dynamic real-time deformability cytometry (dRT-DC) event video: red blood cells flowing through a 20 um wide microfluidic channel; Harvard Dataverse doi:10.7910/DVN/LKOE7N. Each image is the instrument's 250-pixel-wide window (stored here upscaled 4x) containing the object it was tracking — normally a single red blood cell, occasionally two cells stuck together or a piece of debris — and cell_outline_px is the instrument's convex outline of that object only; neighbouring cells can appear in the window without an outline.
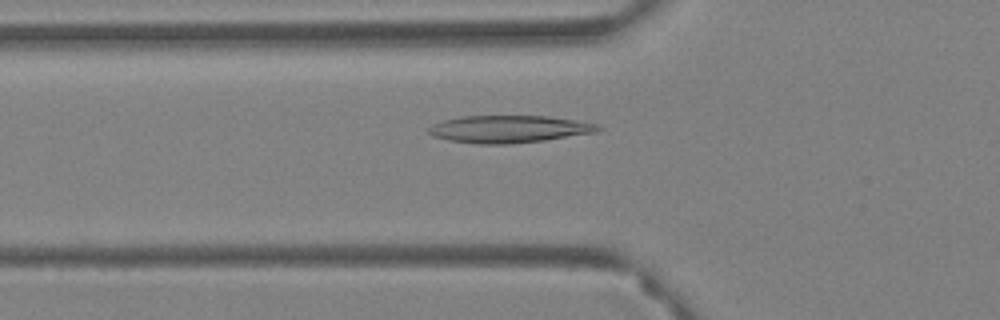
{"species": "Egyptian fruit bat (a non-hibernating species)", "species_latin": "Rousettus aegyptiacus", "temperature_condition": "warm", "stored_images_in_passage": 60, "camera_frame_rate_fps": 3000, "um_per_image_px": 0.085, "animal": {"sex": "female"}, "frame": {"image": 1, "passage_image": 21, "time_ms": 6.667, "image_size_px": [1000, 320], "cell_outline_px": [[604, 128], [596, 132], [544, 140], [508, 144], [476, 144], [448, 140], [432, 136], [428, 132], [428, 128], [432, 124], [444, 120], [460, 116], [548, 116], [600, 124]], "centroid_in_image_um": [43.25, 10.97], "position_along_channel_um": 82.5, "area_um2": 27.05}}
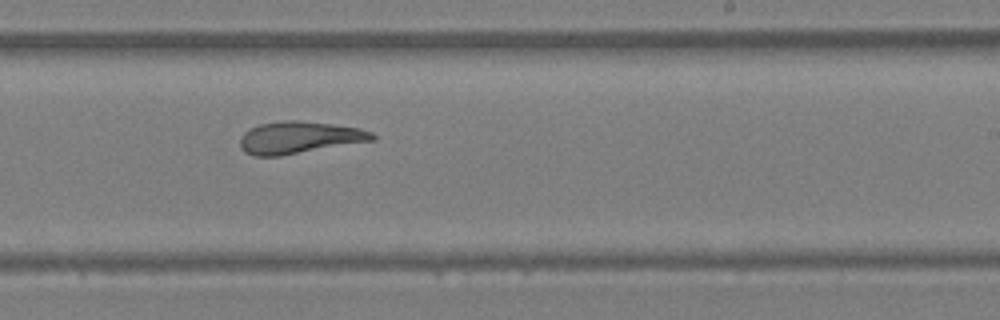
{"frame": {"image": 2, "passage_image": 37, "time_ms": 12.0, "image_size_px": [1000, 320], "cell_outline_px": [[376, 140], [280, 156], [252, 156], [244, 152], [240, 148], [240, 140], [244, 132], [260, 124], [284, 120], [296, 120], [332, 124], [360, 128], [372, 132], [376, 136]], "centroid_in_image_um": [25.44, 11.7], "position_along_channel_um": 263.6, "area_um2": 24.8}}
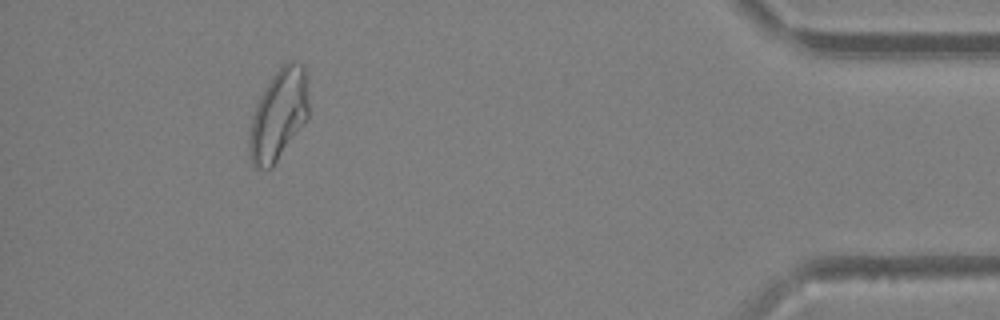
{"frame": {"image": 3, "passage_image": 55, "time_ms": 18.0, "image_size_px": [1000, 320], "cell_outline_px": [[308, 120], [272, 168], [256, 168], [252, 164], [248, 148], [248, 140], [252, 116], [256, 104], [264, 88], [272, 76], [284, 64], [292, 60], [304, 64], [308, 100]], "centroid_in_image_um": [23.68, 9.78], "position_along_channel_um": 411.5, "area_um2": 31.62}, "authors_computed_cell_mechanics": {"area_um2": 27.7151, "velocity_mm_per_s": 3.394, "shape_relaxation_time_tau1_ms": null, "shape_relaxation_time_tau2_ms": 3.2518, "deformation_change_tau1": null, "deformation_change_tau2": 0.1011}}